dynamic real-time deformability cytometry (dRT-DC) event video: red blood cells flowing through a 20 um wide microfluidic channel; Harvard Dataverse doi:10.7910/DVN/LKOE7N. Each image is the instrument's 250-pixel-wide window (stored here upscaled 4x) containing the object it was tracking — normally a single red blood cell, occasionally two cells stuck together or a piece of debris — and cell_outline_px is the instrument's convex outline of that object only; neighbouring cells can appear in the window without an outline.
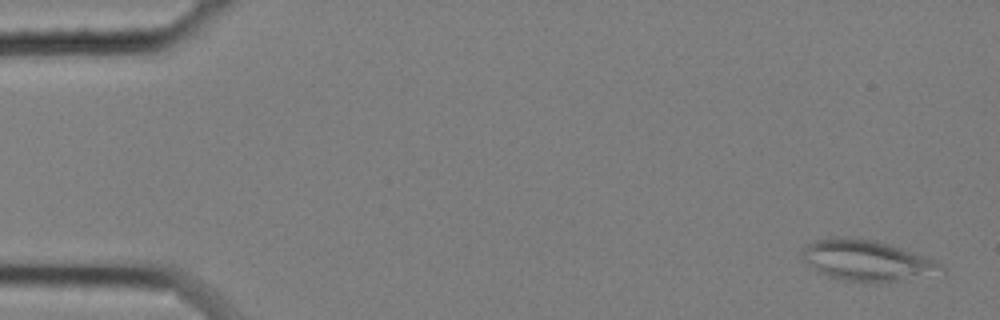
{"species": "common noctule bat (a hibernating species)", "species_latin": "Nyctalus noctula", "temperature_condition": "cold", "stored_images_in_passage": 45, "camera_frame_rate_fps": 3000, "um_per_image_px": 0.085, "animal": {"sex": "female", "body_mass_g": 25.1}, "frame": {"image": 1, "passage_image": 2, "time_ms": 0.333, "image_size_px": [1000, 320], "cell_outline_px": [[944, 272], [940, 280], [880, 284], [876, 284], [836, 280], [816, 272], [800, 256], [800, 252], [808, 244], [816, 240], [832, 236], [840, 236], [876, 240], [936, 260], [944, 264]], "centroid_in_image_um": [73.86, 22.24], "position_along_channel_um": 11.1, "area_um2": 35.43}}
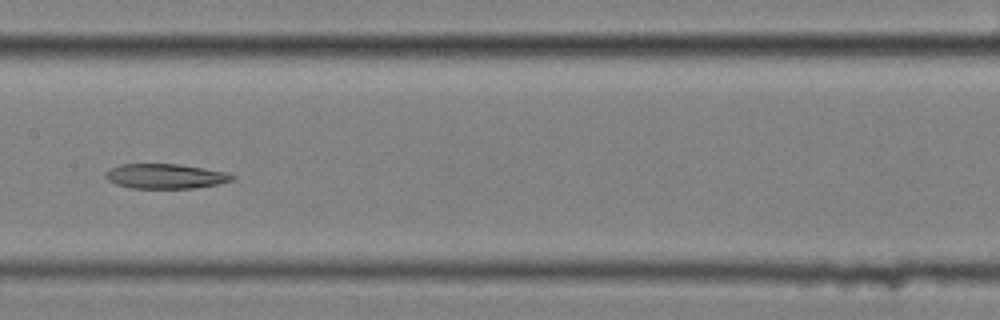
{"frame": {"image": 2, "passage_image": 29, "time_ms": 9.333, "image_size_px": [1000, 320], "cell_outline_px": [[236, 180], [220, 184], [196, 188], [132, 188], [116, 184], [108, 180], [104, 176], [104, 172], [120, 164], [176, 164], [224, 172], [236, 176]], "centroid_in_image_um": [14.07, 14.99], "position_along_channel_um": 193.3, "area_um2": 18.26}}
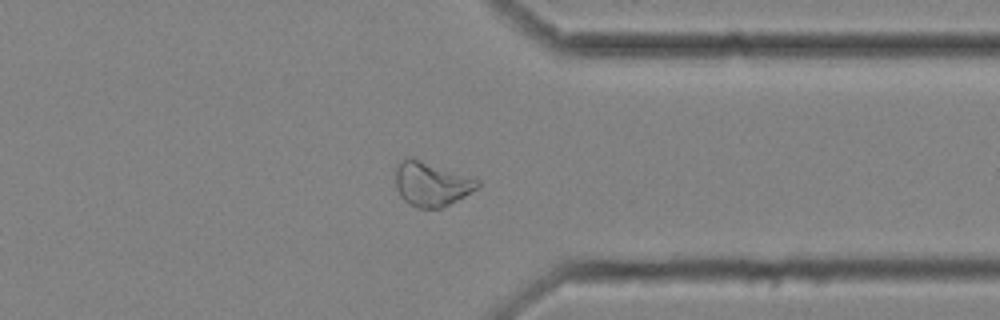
{"frame": {"image": 3, "passage_image": 45, "time_ms": 14.667, "image_size_px": [1000, 320], "cell_outline_px": [[480, 184], [476, 188], [464, 196], [440, 208], [416, 208], [408, 204], [400, 196], [396, 188], [396, 164], [408, 156], [480, 180]], "centroid_in_image_um": [36.62, 15.64], "position_along_channel_um": 374.8, "area_um2": 20.87}}